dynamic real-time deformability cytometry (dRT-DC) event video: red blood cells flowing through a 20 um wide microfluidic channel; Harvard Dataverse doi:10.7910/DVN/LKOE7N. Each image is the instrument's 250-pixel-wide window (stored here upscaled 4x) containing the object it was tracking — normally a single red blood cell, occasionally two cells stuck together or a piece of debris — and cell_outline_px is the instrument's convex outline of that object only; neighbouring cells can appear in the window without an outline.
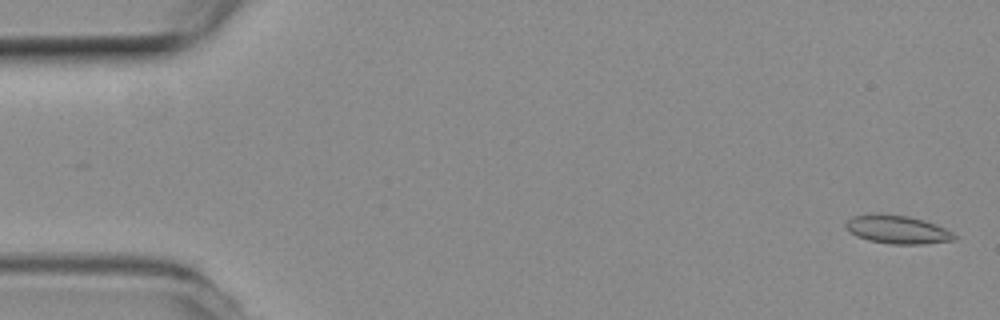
{"species": "common noctule bat (a hibernating species)", "species_latin": "Nyctalus noctula", "temperature_condition": "room temperature", "stored_images_in_passage": 4, "camera_frame_rate_fps": 3000, "um_per_image_px": 0.085, "animal": {"sex": "female", "body_mass_g": 19.3, "forearm_length_mm": 54.1}, "frame": {"image": 1, "passage_image": 1, "time_ms": 0.0, "image_size_px": [1000, 320], "cell_outline_px": [[956, 240], [924, 244], [888, 244], [868, 240], [856, 236], [848, 232], [844, 228], [844, 224], [852, 216], [876, 212], [908, 216], [924, 220], [936, 224], [952, 232], [956, 236]], "centroid_in_image_um": [76.22, 19.5], "position_along_channel_um": 8.8, "area_um2": 18.32}}